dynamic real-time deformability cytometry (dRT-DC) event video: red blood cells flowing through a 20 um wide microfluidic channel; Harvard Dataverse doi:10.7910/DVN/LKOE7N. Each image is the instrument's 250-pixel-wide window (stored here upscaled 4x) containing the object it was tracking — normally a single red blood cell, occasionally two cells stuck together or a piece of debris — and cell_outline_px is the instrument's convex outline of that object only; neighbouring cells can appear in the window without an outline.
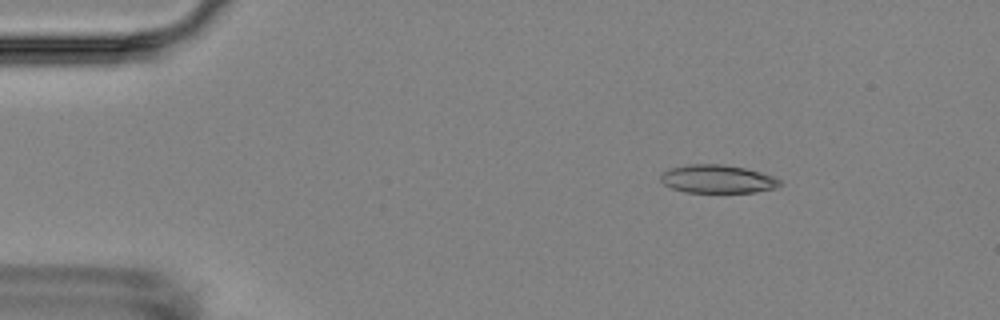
{"species": "Egyptian fruit bat (a non-hibernating species)", "species_latin": "Rousettus aegyptiacus", "temperature_condition": "room temperature", "stored_images_in_passage": 4, "camera_frame_rate_fps": 3000, "um_per_image_px": 0.085, "animal": {"sex": "female"}, "frame": {"image": 1, "passage_image": 2, "time_ms": 1.333, "image_size_px": [1000, 320], "cell_outline_px": [[780, 184], [776, 188], [756, 192], [684, 192], [672, 188], [664, 184], [660, 180], [660, 176], [664, 172], [672, 168], [688, 164], [720, 164], [744, 168], [760, 172], [772, 176], [780, 180]], "centroid_in_image_um": [60.98, 15.22], "position_along_channel_um": 24.0, "area_um2": 19.42}}